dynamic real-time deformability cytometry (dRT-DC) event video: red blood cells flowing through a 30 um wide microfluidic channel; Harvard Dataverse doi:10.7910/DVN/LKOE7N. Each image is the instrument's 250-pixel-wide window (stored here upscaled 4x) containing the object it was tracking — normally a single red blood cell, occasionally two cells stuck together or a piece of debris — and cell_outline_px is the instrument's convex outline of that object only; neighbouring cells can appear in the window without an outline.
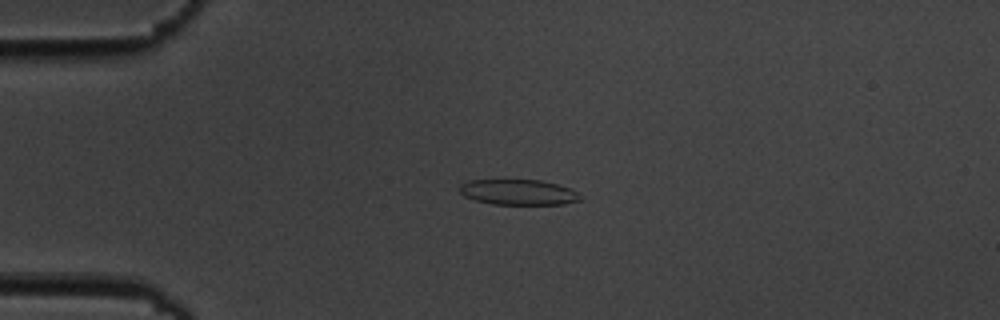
{"species": "common noctule bat (a hibernating species)", "species_latin": "Nyctalus noctula", "temperature_condition": "cold", "stored_images_in_passage": 5, "camera_frame_rate_fps": 3000, "um_per_image_px": 0.085, "animal": {"sex": "male", "body_mass_g": 19.5, "forearm_length_mm": 54.6}, "frame": {"image": 1, "passage_image": 4, "time_ms": 3.333, "image_size_px": [1000, 320], "cell_outline_px": [[580, 200], [564, 204], [492, 204], [476, 200], [464, 196], [460, 192], [460, 184], [468, 180], [540, 180], [572, 188], [580, 196]], "centroid_in_image_um": [44.05, 16.33], "position_along_channel_um": 40.9, "area_um2": 17.8}}